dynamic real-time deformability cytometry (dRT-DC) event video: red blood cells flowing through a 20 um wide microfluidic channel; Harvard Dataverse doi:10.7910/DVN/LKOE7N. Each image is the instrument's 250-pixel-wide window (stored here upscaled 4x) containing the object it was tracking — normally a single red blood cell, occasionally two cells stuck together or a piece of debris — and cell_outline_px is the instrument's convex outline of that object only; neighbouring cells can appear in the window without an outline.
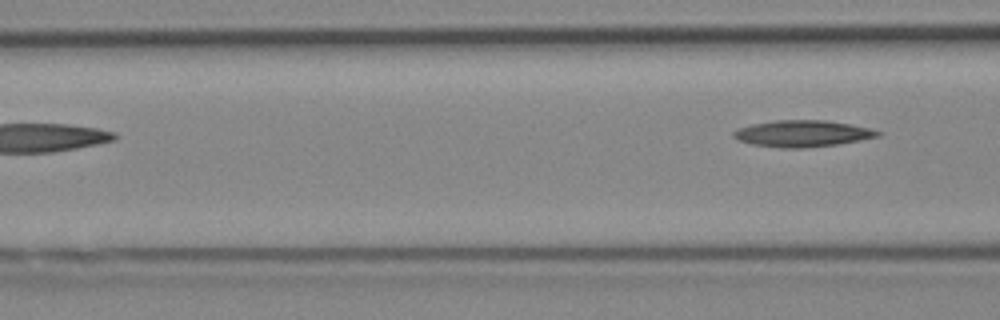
{"species": "Egyptian fruit bat (a non-hibernating species)", "species_latin": "Rousettus aegyptiacus", "temperature_condition": "cold", "stored_images_in_passage": 5, "camera_frame_rate_fps": 3000, "um_per_image_px": 0.085, "animal": {"sex": "female"}, "frame": {"image": 1, "passage_image": 5, "time_ms": 1.333, "image_size_px": [1000, 320], "cell_outline_px": [[880, 136], [860, 140], [836, 144], [804, 148], [780, 148], [752, 144], [740, 140], [732, 136], [732, 132], [740, 128], [752, 124], [772, 120], [828, 120], [852, 124], [872, 128], [880, 132]], "centroid_in_image_um": [68.23, 11.34], "position_along_channel_um": 98.4, "area_um2": 22.31}}